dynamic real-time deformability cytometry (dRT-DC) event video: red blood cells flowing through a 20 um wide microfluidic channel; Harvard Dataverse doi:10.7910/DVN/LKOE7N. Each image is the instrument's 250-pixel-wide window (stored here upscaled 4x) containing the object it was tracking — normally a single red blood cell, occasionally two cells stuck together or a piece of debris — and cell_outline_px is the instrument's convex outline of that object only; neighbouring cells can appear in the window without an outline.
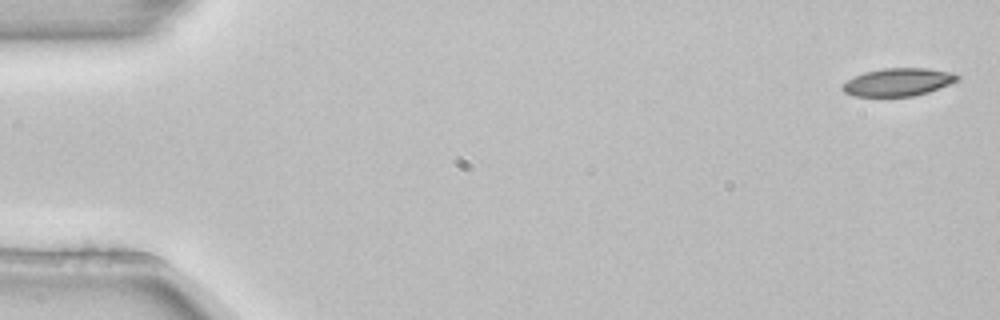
{"species": "common noctule bat (a hibernating species)", "species_latin": "Nyctalus noctula", "temperature_condition": "room temperature", "stored_images_in_passage": 4, "camera_frame_rate_fps": 3000, "um_per_image_px": 0.085, "animal": {"sex": "female", "body_mass_g": 22.7, "forearm_length_mm": 54.2}, "frame": {"image": 1, "passage_image": 1, "time_ms": 0.0, "image_size_px": [1000, 320], "cell_outline_px": [[960, 80], [928, 92], [912, 96], [852, 96], [844, 92], [840, 88], [848, 80], [864, 72], [884, 68], [928, 68], [956, 72], [960, 76]], "centroid_in_image_um": [76.39, 6.97], "position_along_channel_um": 8.6, "area_um2": 18.73}}
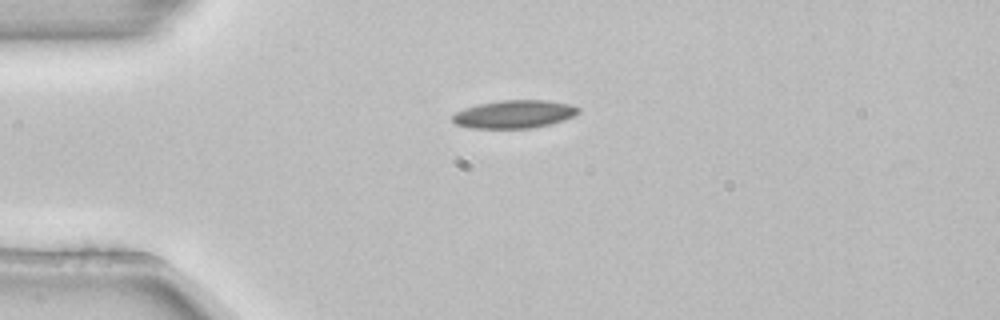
{"frame": {"image": 2, "passage_image": 3, "time_ms": 0.667, "image_size_px": [1000, 320], "cell_outline_px": [[580, 112], [572, 116], [548, 124], [532, 128], [468, 128], [456, 124], [452, 120], [452, 116], [456, 112], [480, 104], [500, 100], [548, 100], [568, 104], [580, 108]], "centroid_in_image_um": [43.7, 9.7], "position_along_channel_um": 41.3, "area_um2": 20.23}}